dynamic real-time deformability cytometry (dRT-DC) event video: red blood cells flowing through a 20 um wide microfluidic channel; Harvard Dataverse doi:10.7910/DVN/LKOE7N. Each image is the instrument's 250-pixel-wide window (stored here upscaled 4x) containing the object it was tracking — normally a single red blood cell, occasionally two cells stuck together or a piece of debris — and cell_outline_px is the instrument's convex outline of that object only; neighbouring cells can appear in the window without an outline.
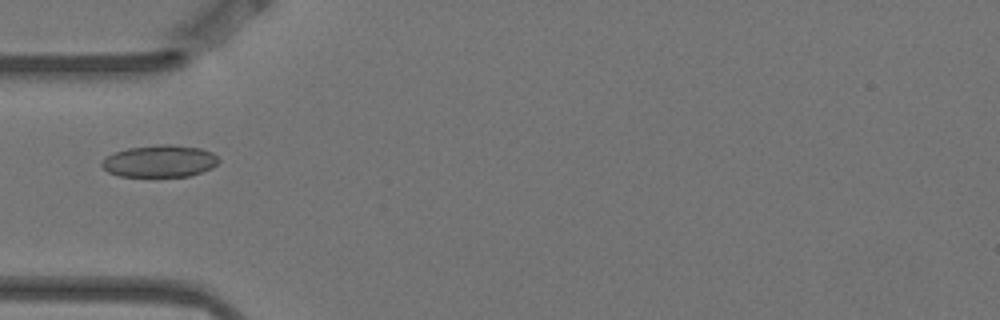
{"species": "Egyptian fruit bat (a non-hibernating species)", "species_latin": "Rousettus aegyptiacus", "temperature_condition": "warm", "stored_images_in_passage": 5, "camera_frame_rate_fps": 3000, "um_per_image_px": 0.085, "animal": {"sex": "female"}, "frame": {"image": 1, "passage_image": 5, "time_ms": 1.333, "image_size_px": [1000, 320], "cell_outline_px": [[220, 160], [212, 168], [188, 176], [120, 176], [108, 172], [100, 164], [108, 156], [116, 152], [128, 148], [156, 144], [172, 144], [200, 148], [212, 152]], "centroid_in_image_um": [13.59, 13.68], "position_along_channel_um": 71.4, "area_um2": 21.68}}